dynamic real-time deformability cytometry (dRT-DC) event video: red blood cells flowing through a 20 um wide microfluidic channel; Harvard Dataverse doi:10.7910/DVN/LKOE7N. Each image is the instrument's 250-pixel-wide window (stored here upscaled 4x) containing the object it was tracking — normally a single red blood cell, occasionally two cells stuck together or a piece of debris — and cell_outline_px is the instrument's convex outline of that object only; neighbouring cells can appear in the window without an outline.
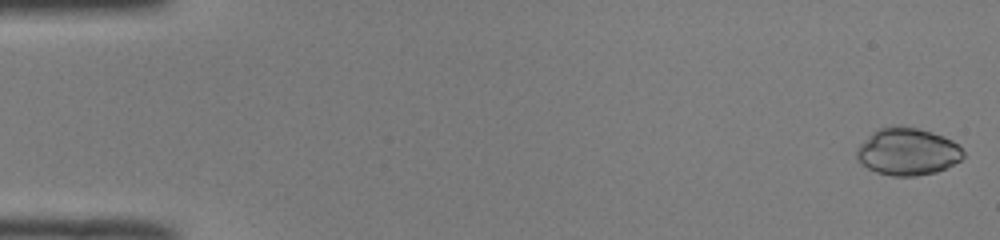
{"species": "common noctule bat (a hibernating species)", "species_latin": "Nyctalus noctula", "temperature_condition": "room temperature", "stored_images_in_passage": 50, "camera_frame_rate_fps": 3000, "um_per_image_px": 0.085, "animal": {"sex": "male", "body_mass_g": 19.0, "forearm_length_mm": 50.8}, "frame": {"image": 1, "passage_image": 1, "time_ms": 0.0, "image_size_px": [1000, 240], "cell_outline_px": [[964, 156], [960, 160], [936, 172], [916, 176], [892, 176], [876, 172], [868, 168], [856, 160], [856, 148], [872, 132], [880, 128], [892, 124], [916, 128], [932, 132], [952, 140], [964, 152]], "centroid_in_image_um": [77.1, 12.88], "position_along_channel_um": 7.9, "area_um2": 29.36}}
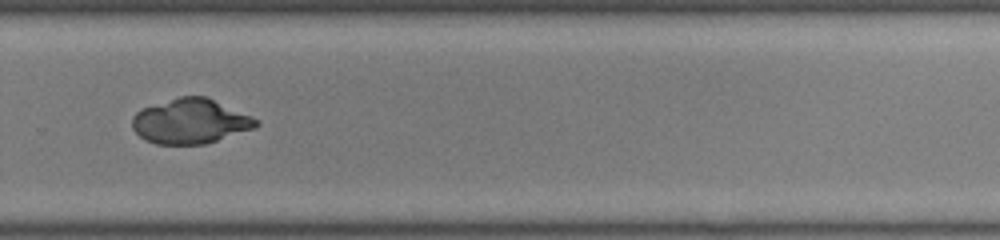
{"frame": {"image": 2, "passage_image": 35, "time_ms": 11.333, "image_size_px": [1000, 240], "cell_outline_px": [[260, 124], [252, 128], [204, 144], [156, 144], [144, 140], [132, 128], [132, 116], [140, 108], [180, 96], [208, 96], [260, 120]], "centroid_in_image_um": [16.15, 10.29], "position_along_channel_um": 313.7, "area_um2": 32.37}}
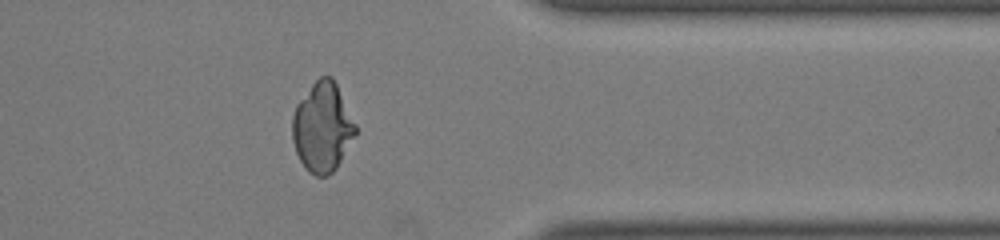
{"frame": {"image": 3, "passage_image": 41, "time_ms": 13.333, "image_size_px": [1000, 240], "cell_outline_px": [[356, 132], [336, 168], [328, 176], [316, 176], [308, 172], [304, 168], [296, 152], [292, 140], [292, 116], [296, 104], [312, 84], [320, 76], [332, 76], [356, 124]], "centroid_in_image_um": [27.38, 10.82], "position_along_channel_um": 384.0, "area_um2": 32.71}}